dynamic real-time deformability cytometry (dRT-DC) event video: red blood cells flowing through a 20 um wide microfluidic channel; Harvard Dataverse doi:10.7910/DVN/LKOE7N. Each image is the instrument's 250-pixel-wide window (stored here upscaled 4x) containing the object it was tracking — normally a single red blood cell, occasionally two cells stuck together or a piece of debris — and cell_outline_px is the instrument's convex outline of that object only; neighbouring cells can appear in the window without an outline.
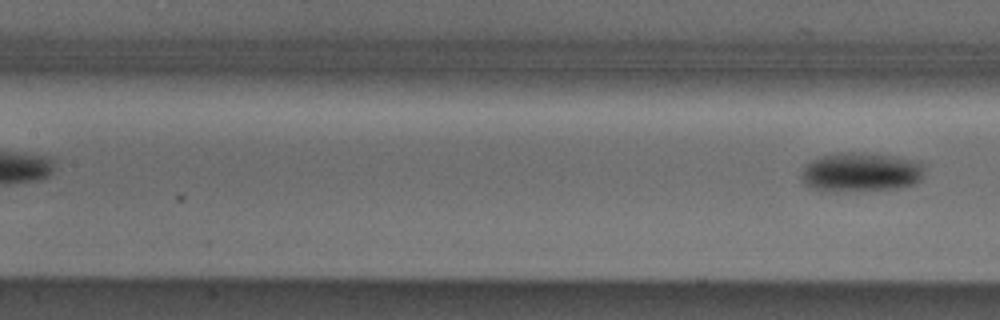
{"species": "Egyptian fruit bat (a non-hibernating species)", "species_latin": "Rousettus aegyptiacus", "temperature_condition": "cold", "stored_images_in_passage": 5, "segment_of_instrument_passage": [2, 2], "camera_frame_rate_fps": 3000, "um_per_image_px": 0.085, "animal": {"sex": "male"}, "frame": {"image": 1, "passage_image": 5, "time_ms": 1.333, "image_size_px": [1000, 320], "cell_outline_px": [[924, 172], [920, 180], [912, 184], [896, 188], [816, 188], [808, 184], [804, 180], [804, 168], [812, 160], [820, 156], [836, 152], [876, 152], [920, 160], [924, 168]], "centroid_in_image_um": [73.32, 14.52], "position_along_channel_um": 134.1, "area_um2": 27.11}}